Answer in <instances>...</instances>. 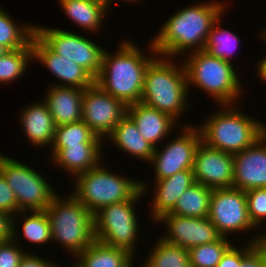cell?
Listing matches in <instances>:
<instances>
[{"label": "cell", "mask_w": 266, "mask_h": 267, "mask_svg": "<svg viewBox=\"0 0 266 267\" xmlns=\"http://www.w3.org/2000/svg\"><path fill=\"white\" fill-rule=\"evenodd\" d=\"M51 261H47L43 257L40 258L39 256H36V254L32 253H26L24 257L21 260L19 267H56L54 262L50 263Z\"/></svg>", "instance_id": "cell-39"}, {"label": "cell", "mask_w": 266, "mask_h": 267, "mask_svg": "<svg viewBox=\"0 0 266 267\" xmlns=\"http://www.w3.org/2000/svg\"><path fill=\"white\" fill-rule=\"evenodd\" d=\"M236 267H266V240L258 243Z\"/></svg>", "instance_id": "cell-38"}, {"label": "cell", "mask_w": 266, "mask_h": 267, "mask_svg": "<svg viewBox=\"0 0 266 267\" xmlns=\"http://www.w3.org/2000/svg\"><path fill=\"white\" fill-rule=\"evenodd\" d=\"M194 5L179 9L161 26L149 45L154 55L173 60L192 47L191 52L205 49L208 35L214 23L224 14L226 6L219 1Z\"/></svg>", "instance_id": "cell-1"}, {"label": "cell", "mask_w": 266, "mask_h": 267, "mask_svg": "<svg viewBox=\"0 0 266 267\" xmlns=\"http://www.w3.org/2000/svg\"><path fill=\"white\" fill-rule=\"evenodd\" d=\"M0 211L9 216H20L14 192L0 173ZM17 214V215H16Z\"/></svg>", "instance_id": "cell-37"}, {"label": "cell", "mask_w": 266, "mask_h": 267, "mask_svg": "<svg viewBox=\"0 0 266 267\" xmlns=\"http://www.w3.org/2000/svg\"><path fill=\"white\" fill-rule=\"evenodd\" d=\"M73 23L89 31H98L108 9L101 0H58ZM107 10V11H106Z\"/></svg>", "instance_id": "cell-25"}, {"label": "cell", "mask_w": 266, "mask_h": 267, "mask_svg": "<svg viewBox=\"0 0 266 267\" xmlns=\"http://www.w3.org/2000/svg\"><path fill=\"white\" fill-rule=\"evenodd\" d=\"M208 218L223 237L256 228L249 218L246 192L237 188L213 189Z\"/></svg>", "instance_id": "cell-11"}, {"label": "cell", "mask_w": 266, "mask_h": 267, "mask_svg": "<svg viewBox=\"0 0 266 267\" xmlns=\"http://www.w3.org/2000/svg\"><path fill=\"white\" fill-rule=\"evenodd\" d=\"M234 156L233 188H266V133Z\"/></svg>", "instance_id": "cell-17"}, {"label": "cell", "mask_w": 266, "mask_h": 267, "mask_svg": "<svg viewBox=\"0 0 266 267\" xmlns=\"http://www.w3.org/2000/svg\"><path fill=\"white\" fill-rule=\"evenodd\" d=\"M155 56L145 71L140 102L177 121L180 119L181 112L189 108L187 94L188 87L191 86L187 84L184 63L178 66L167 57L157 58V54Z\"/></svg>", "instance_id": "cell-3"}, {"label": "cell", "mask_w": 266, "mask_h": 267, "mask_svg": "<svg viewBox=\"0 0 266 267\" xmlns=\"http://www.w3.org/2000/svg\"><path fill=\"white\" fill-rule=\"evenodd\" d=\"M127 114L137 125L138 131L154 147L174 129L176 120L171 116L138 102L127 106ZM166 136V137H165Z\"/></svg>", "instance_id": "cell-20"}, {"label": "cell", "mask_w": 266, "mask_h": 267, "mask_svg": "<svg viewBox=\"0 0 266 267\" xmlns=\"http://www.w3.org/2000/svg\"><path fill=\"white\" fill-rule=\"evenodd\" d=\"M246 201L252 224L255 227L262 225L266 219V188H254L246 191Z\"/></svg>", "instance_id": "cell-35"}, {"label": "cell", "mask_w": 266, "mask_h": 267, "mask_svg": "<svg viewBox=\"0 0 266 267\" xmlns=\"http://www.w3.org/2000/svg\"><path fill=\"white\" fill-rule=\"evenodd\" d=\"M75 177L72 195L93 215L109 204L132 199L141 190L139 180L113 174L102 164Z\"/></svg>", "instance_id": "cell-7"}, {"label": "cell", "mask_w": 266, "mask_h": 267, "mask_svg": "<svg viewBox=\"0 0 266 267\" xmlns=\"http://www.w3.org/2000/svg\"><path fill=\"white\" fill-rule=\"evenodd\" d=\"M218 106L222 107L219 112L217 110L199 128L202 142L208 147L235 154L254 144L266 133L265 124L242 113L234 104Z\"/></svg>", "instance_id": "cell-4"}, {"label": "cell", "mask_w": 266, "mask_h": 267, "mask_svg": "<svg viewBox=\"0 0 266 267\" xmlns=\"http://www.w3.org/2000/svg\"><path fill=\"white\" fill-rule=\"evenodd\" d=\"M193 174L196 183L211 189L233 188L234 156L201 141L194 156Z\"/></svg>", "instance_id": "cell-15"}, {"label": "cell", "mask_w": 266, "mask_h": 267, "mask_svg": "<svg viewBox=\"0 0 266 267\" xmlns=\"http://www.w3.org/2000/svg\"><path fill=\"white\" fill-rule=\"evenodd\" d=\"M20 213L23 214L22 218L25 216L22 227L25 239L37 244H45L52 240L50 222L45 210L31 211L29 216L25 215L27 211H19Z\"/></svg>", "instance_id": "cell-33"}, {"label": "cell", "mask_w": 266, "mask_h": 267, "mask_svg": "<svg viewBox=\"0 0 266 267\" xmlns=\"http://www.w3.org/2000/svg\"><path fill=\"white\" fill-rule=\"evenodd\" d=\"M84 89L55 86L49 88L44 102L47 104L57 126L82 120V100Z\"/></svg>", "instance_id": "cell-18"}, {"label": "cell", "mask_w": 266, "mask_h": 267, "mask_svg": "<svg viewBox=\"0 0 266 267\" xmlns=\"http://www.w3.org/2000/svg\"><path fill=\"white\" fill-rule=\"evenodd\" d=\"M192 53L184 61L187 84L202 88L219 105L236 104V98L243 92L233 64L214 57L205 50Z\"/></svg>", "instance_id": "cell-6"}, {"label": "cell", "mask_w": 266, "mask_h": 267, "mask_svg": "<svg viewBox=\"0 0 266 267\" xmlns=\"http://www.w3.org/2000/svg\"><path fill=\"white\" fill-rule=\"evenodd\" d=\"M257 66V72L260 78L266 83V56L264 58L262 57L261 61H258Z\"/></svg>", "instance_id": "cell-41"}, {"label": "cell", "mask_w": 266, "mask_h": 267, "mask_svg": "<svg viewBox=\"0 0 266 267\" xmlns=\"http://www.w3.org/2000/svg\"><path fill=\"white\" fill-rule=\"evenodd\" d=\"M15 218V216L11 217V239L0 243V267H19L22 258L27 253L23 251V248L20 250L19 245L16 244L18 232L15 228Z\"/></svg>", "instance_id": "cell-34"}, {"label": "cell", "mask_w": 266, "mask_h": 267, "mask_svg": "<svg viewBox=\"0 0 266 267\" xmlns=\"http://www.w3.org/2000/svg\"><path fill=\"white\" fill-rule=\"evenodd\" d=\"M158 240L143 267H191L188 249Z\"/></svg>", "instance_id": "cell-28"}, {"label": "cell", "mask_w": 266, "mask_h": 267, "mask_svg": "<svg viewBox=\"0 0 266 267\" xmlns=\"http://www.w3.org/2000/svg\"><path fill=\"white\" fill-rule=\"evenodd\" d=\"M11 239V216L0 211V243Z\"/></svg>", "instance_id": "cell-40"}, {"label": "cell", "mask_w": 266, "mask_h": 267, "mask_svg": "<svg viewBox=\"0 0 266 267\" xmlns=\"http://www.w3.org/2000/svg\"><path fill=\"white\" fill-rule=\"evenodd\" d=\"M57 193L47 207L52 239L76 257L95 239L94 215L72 194L63 199Z\"/></svg>", "instance_id": "cell-5"}, {"label": "cell", "mask_w": 266, "mask_h": 267, "mask_svg": "<svg viewBox=\"0 0 266 267\" xmlns=\"http://www.w3.org/2000/svg\"><path fill=\"white\" fill-rule=\"evenodd\" d=\"M127 250L95 240L76 257L78 267H133V257Z\"/></svg>", "instance_id": "cell-24"}, {"label": "cell", "mask_w": 266, "mask_h": 267, "mask_svg": "<svg viewBox=\"0 0 266 267\" xmlns=\"http://www.w3.org/2000/svg\"><path fill=\"white\" fill-rule=\"evenodd\" d=\"M101 1L105 4V6H106L107 9L110 8V7H109V6H110L109 3L112 2L111 0H101ZM124 1L135 2V1H139V0H124Z\"/></svg>", "instance_id": "cell-42"}, {"label": "cell", "mask_w": 266, "mask_h": 267, "mask_svg": "<svg viewBox=\"0 0 266 267\" xmlns=\"http://www.w3.org/2000/svg\"><path fill=\"white\" fill-rule=\"evenodd\" d=\"M21 125L27 139L34 146L52 145L56 125L45 102H36L20 113Z\"/></svg>", "instance_id": "cell-22"}, {"label": "cell", "mask_w": 266, "mask_h": 267, "mask_svg": "<svg viewBox=\"0 0 266 267\" xmlns=\"http://www.w3.org/2000/svg\"><path fill=\"white\" fill-rule=\"evenodd\" d=\"M31 44L33 60L40 61L54 76L65 82L55 86L87 89L95 83V79L83 67L55 53L36 33Z\"/></svg>", "instance_id": "cell-16"}, {"label": "cell", "mask_w": 266, "mask_h": 267, "mask_svg": "<svg viewBox=\"0 0 266 267\" xmlns=\"http://www.w3.org/2000/svg\"><path fill=\"white\" fill-rule=\"evenodd\" d=\"M108 137L116 147L134 155L135 158L149 162L154 154L155 147L144 139L128 114L121 119Z\"/></svg>", "instance_id": "cell-23"}, {"label": "cell", "mask_w": 266, "mask_h": 267, "mask_svg": "<svg viewBox=\"0 0 266 267\" xmlns=\"http://www.w3.org/2000/svg\"><path fill=\"white\" fill-rule=\"evenodd\" d=\"M99 138L82 120L57 126L54 133L52 148H64L67 145L80 143H102Z\"/></svg>", "instance_id": "cell-29"}, {"label": "cell", "mask_w": 266, "mask_h": 267, "mask_svg": "<svg viewBox=\"0 0 266 267\" xmlns=\"http://www.w3.org/2000/svg\"><path fill=\"white\" fill-rule=\"evenodd\" d=\"M231 245L227 237H222L219 241L189 248L191 267H217Z\"/></svg>", "instance_id": "cell-32"}, {"label": "cell", "mask_w": 266, "mask_h": 267, "mask_svg": "<svg viewBox=\"0 0 266 267\" xmlns=\"http://www.w3.org/2000/svg\"><path fill=\"white\" fill-rule=\"evenodd\" d=\"M0 173L14 192L18 211H42L51 204L55 192L40 172L0 154Z\"/></svg>", "instance_id": "cell-9"}, {"label": "cell", "mask_w": 266, "mask_h": 267, "mask_svg": "<svg viewBox=\"0 0 266 267\" xmlns=\"http://www.w3.org/2000/svg\"><path fill=\"white\" fill-rule=\"evenodd\" d=\"M260 34H261V37H263V39L266 40V29H264L263 32Z\"/></svg>", "instance_id": "cell-44"}, {"label": "cell", "mask_w": 266, "mask_h": 267, "mask_svg": "<svg viewBox=\"0 0 266 267\" xmlns=\"http://www.w3.org/2000/svg\"><path fill=\"white\" fill-rule=\"evenodd\" d=\"M8 51L9 50L6 47H4L3 45H0V57H2Z\"/></svg>", "instance_id": "cell-43"}, {"label": "cell", "mask_w": 266, "mask_h": 267, "mask_svg": "<svg viewBox=\"0 0 266 267\" xmlns=\"http://www.w3.org/2000/svg\"><path fill=\"white\" fill-rule=\"evenodd\" d=\"M158 221L167 225L169 232L161 239L186 249L219 241L223 237L208 217H184L168 212L156 219V223Z\"/></svg>", "instance_id": "cell-14"}, {"label": "cell", "mask_w": 266, "mask_h": 267, "mask_svg": "<svg viewBox=\"0 0 266 267\" xmlns=\"http://www.w3.org/2000/svg\"><path fill=\"white\" fill-rule=\"evenodd\" d=\"M35 33L60 56L70 59L83 67L94 79L102 68L105 49L89 38L69 31L55 28L38 27Z\"/></svg>", "instance_id": "cell-10"}, {"label": "cell", "mask_w": 266, "mask_h": 267, "mask_svg": "<svg viewBox=\"0 0 266 267\" xmlns=\"http://www.w3.org/2000/svg\"><path fill=\"white\" fill-rule=\"evenodd\" d=\"M263 232L259 235L255 234L253 239H250L246 246L239 249L233 244L231 245L226 252L223 254L220 262L217 264V267H236V265H241L242 259L258 244L266 240V234ZM257 236V237H256ZM252 240V241H251ZM235 246V247H234Z\"/></svg>", "instance_id": "cell-36"}, {"label": "cell", "mask_w": 266, "mask_h": 267, "mask_svg": "<svg viewBox=\"0 0 266 267\" xmlns=\"http://www.w3.org/2000/svg\"><path fill=\"white\" fill-rule=\"evenodd\" d=\"M213 189L200 183L188 188L169 212L184 217H208Z\"/></svg>", "instance_id": "cell-26"}, {"label": "cell", "mask_w": 266, "mask_h": 267, "mask_svg": "<svg viewBox=\"0 0 266 267\" xmlns=\"http://www.w3.org/2000/svg\"><path fill=\"white\" fill-rule=\"evenodd\" d=\"M147 184L141 181V190L130 200L109 204L94 214L95 239L110 246L135 254L138 236V218L134 204L146 195ZM136 241V242H135Z\"/></svg>", "instance_id": "cell-8"}, {"label": "cell", "mask_w": 266, "mask_h": 267, "mask_svg": "<svg viewBox=\"0 0 266 267\" xmlns=\"http://www.w3.org/2000/svg\"><path fill=\"white\" fill-rule=\"evenodd\" d=\"M10 15L0 6V45L8 50L28 47L35 34L33 25H16Z\"/></svg>", "instance_id": "cell-27"}, {"label": "cell", "mask_w": 266, "mask_h": 267, "mask_svg": "<svg viewBox=\"0 0 266 267\" xmlns=\"http://www.w3.org/2000/svg\"><path fill=\"white\" fill-rule=\"evenodd\" d=\"M178 138L168 141L162 151L154 148L149 163L155 166V180L165 179L182 170L193 169L196 149L202 141L198 126L186 125Z\"/></svg>", "instance_id": "cell-12"}, {"label": "cell", "mask_w": 266, "mask_h": 267, "mask_svg": "<svg viewBox=\"0 0 266 267\" xmlns=\"http://www.w3.org/2000/svg\"><path fill=\"white\" fill-rule=\"evenodd\" d=\"M101 144L103 143H80V145H67L64 148H51L52 161L63 167L75 176L96 168L101 164L103 156ZM102 154V155H101Z\"/></svg>", "instance_id": "cell-19"}, {"label": "cell", "mask_w": 266, "mask_h": 267, "mask_svg": "<svg viewBox=\"0 0 266 267\" xmlns=\"http://www.w3.org/2000/svg\"><path fill=\"white\" fill-rule=\"evenodd\" d=\"M155 192L153 198L152 218L158 219L162 214L170 212L177 204L180 196L192 185H194L195 179L193 169L182 170L175 175L154 181Z\"/></svg>", "instance_id": "cell-21"}, {"label": "cell", "mask_w": 266, "mask_h": 267, "mask_svg": "<svg viewBox=\"0 0 266 267\" xmlns=\"http://www.w3.org/2000/svg\"><path fill=\"white\" fill-rule=\"evenodd\" d=\"M33 59V47L30 44L28 47L17 50H9L0 57V84L11 83L18 79L27 69L28 61Z\"/></svg>", "instance_id": "cell-31"}, {"label": "cell", "mask_w": 266, "mask_h": 267, "mask_svg": "<svg viewBox=\"0 0 266 267\" xmlns=\"http://www.w3.org/2000/svg\"><path fill=\"white\" fill-rule=\"evenodd\" d=\"M127 114V106L96 83L84 89L82 121L101 139L108 137Z\"/></svg>", "instance_id": "cell-13"}, {"label": "cell", "mask_w": 266, "mask_h": 267, "mask_svg": "<svg viewBox=\"0 0 266 267\" xmlns=\"http://www.w3.org/2000/svg\"><path fill=\"white\" fill-rule=\"evenodd\" d=\"M220 19L221 17L214 23L204 50L214 57L232 63L230 58L235 53L234 50L238 47L240 39L230 30L221 29Z\"/></svg>", "instance_id": "cell-30"}, {"label": "cell", "mask_w": 266, "mask_h": 267, "mask_svg": "<svg viewBox=\"0 0 266 267\" xmlns=\"http://www.w3.org/2000/svg\"><path fill=\"white\" fill-rule=\"evenodd\" d=\"M113 56L104 51L102 68L95 83L106 93L121 100L126 106L140 102L144 75L154 59L145 57L132 41H124Z\"/></svg>", "instance_id": "cell-2"}]
</instances>
